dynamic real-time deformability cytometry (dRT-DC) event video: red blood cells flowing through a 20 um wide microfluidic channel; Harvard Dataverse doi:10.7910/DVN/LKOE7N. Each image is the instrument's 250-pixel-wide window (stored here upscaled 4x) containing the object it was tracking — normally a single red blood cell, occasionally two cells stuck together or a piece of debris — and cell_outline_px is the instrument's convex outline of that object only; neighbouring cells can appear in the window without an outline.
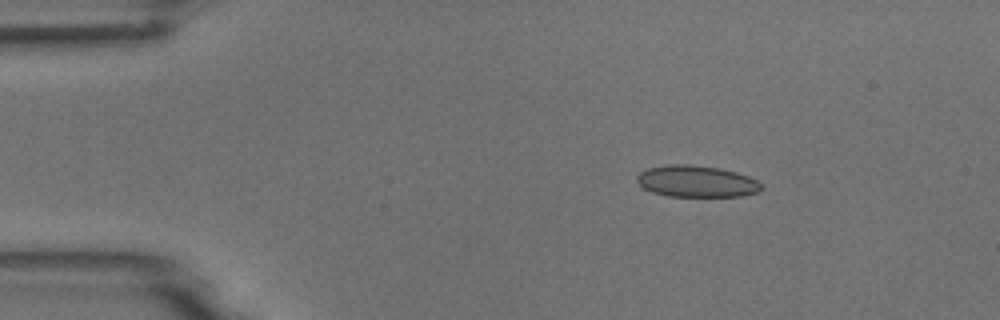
{"species": "common noctule bat (a hibernating species)", "species_latin": "Nyctalus noctula", "temperature_condition": "room temperature", "stored_images_in_passage": 5, "camera_frame_rate_fps": 3000, "um_per_image_px": 0.085, "animal": {"sex": "male", "body_mass_g": 18.8}, "frame": {"image": 1, "passage_image": 3, "time_ms": 2.333, "image_size_px": [1000, 320], "cell_outline_px": [[764, 188], [760, 192], [740, 196], [668, 196], [652, 192], [644, 188], [636, 180], [636, 176], [640, 172], [648, 168], [672, 164], [688, 164], [720, 168], [736, 172], [748, 176], [756, 180]], "centroid_in_image_um": [59.22, 15.41], "position_along_channel_um": 25.8, "area_um2": 22.89}}
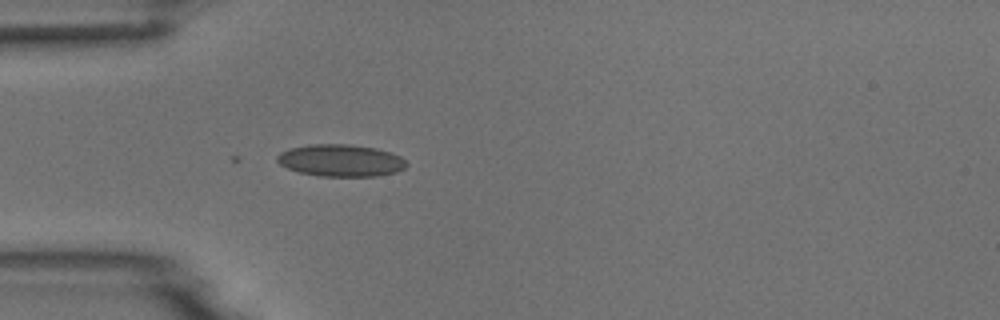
{"frame": {"image": 2, "passage_image": 5, "time_ms": 4.667, "image_size_px": [1000, 320], "cell_outline_px": [[408, 164], [404, 168], [396, 172], [376, 176], [320, 176], [300, 172], [288, 168], [280, 164], [276, 160], [276, 156], [280, 152], [292, 148], [308, 144], [348, 144], [376, 148], [400, 156]], "centroid_in_image_um": [28.95, 13.63], "position_along_channel_um": 56.0, "area_um2": 24.04}}